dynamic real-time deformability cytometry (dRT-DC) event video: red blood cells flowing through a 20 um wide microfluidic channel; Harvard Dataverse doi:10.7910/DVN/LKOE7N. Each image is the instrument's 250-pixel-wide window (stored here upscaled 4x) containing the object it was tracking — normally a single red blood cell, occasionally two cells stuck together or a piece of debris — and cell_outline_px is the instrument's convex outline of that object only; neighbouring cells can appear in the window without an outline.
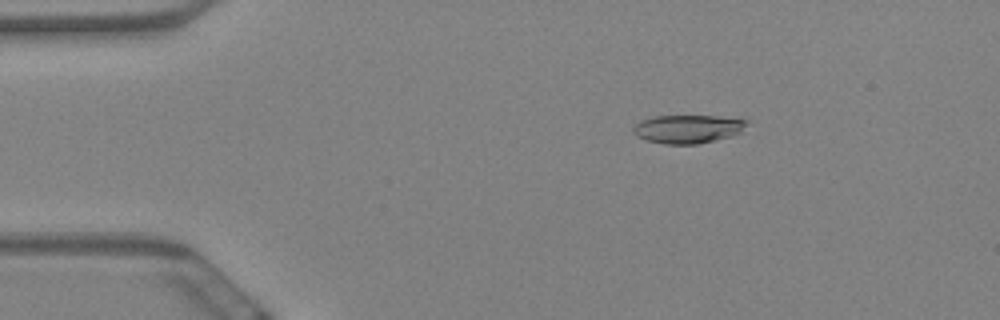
{"species": "Egyptian fruit bat (a non-hibernating species)", "species_latin": "Rousettus aegyptiacus", "temperature_condition": "warm", "stored_images_in_passage": 50, "camera_frame_rate_fps": 3000, "um_per_image_px": 0.085, "animal": {"sex": "female"}, "frame": {"image": 1, "passage_image": 1, "time_ms": 0.0, "image_size_px": [1000, 320], "cell_outline_px": [[748, 124], [740, 132], [732, 136], [696, 144], [664, 144], [648, 140], [636, 136], [632, 132], [632, 128], [640, 120], [652, 116], [716, 116], [748, 120]], "centroid_in_image_um": [58.44, 10.95], "position_along_channel_um": 26.6, "area_um2": 18.79}}
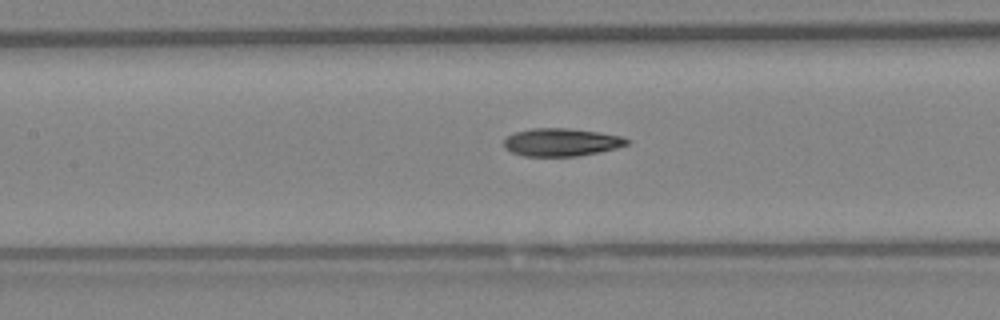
{"frame": {"image": 2, "passage_image": 18, "time_ms": 5.667, "image_size_px": [1000, 320], "cell_outline_px": [[632, 140], [628, 144], [616, 148], [600, 152], [576, 156], [524, 156], [512, 152], [504, 148], [504, 140], [508, 136], [516, 132], [532, 128], [568, 128], [600, 132], [620, 136]], "centroid_in_image_um": [47.73, 12.09], "position_along_channel_um": 159.7, "area_um2": 20.0}}
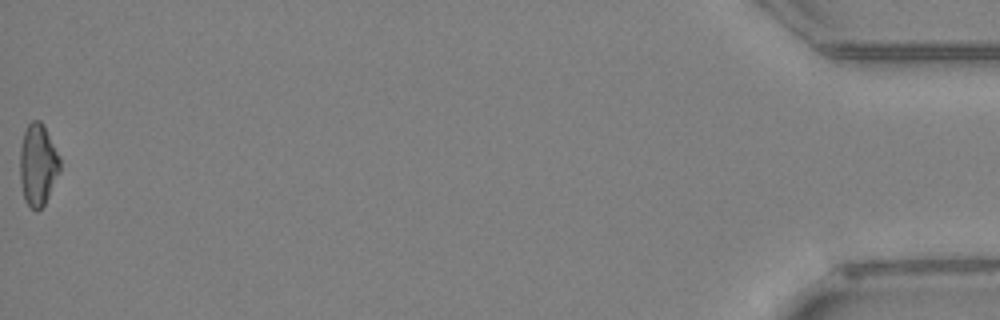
{"frame": {"image": 3, "passage_image": 50, "time_ms": 16.333, "image_size_px": [1000, 320], "cell_outline_px": [[60, 172], [44, 204], [36, 212], [24, 200], [20, 180], [20, 148], [24, 132], [28, 124], [32, 120], [40, 120], [44, 124], [60, 156]], "centroid_in_image_um": [3.23, 13.98], "position_along_channel_um": 432.0, "area_um2": 19.19}, "authors_computed_cell_mechanics": {"area_um2": 19.7387, "velocity_mm_per_s": 3.5, "shape_relaxation_time_tau1_ms": 10.8792, "shape_relaxation_time_tau2_ms": 5.4895, "deformation_change_tau1": 0.2445, "deformation_change_tau2": 0.1528}}